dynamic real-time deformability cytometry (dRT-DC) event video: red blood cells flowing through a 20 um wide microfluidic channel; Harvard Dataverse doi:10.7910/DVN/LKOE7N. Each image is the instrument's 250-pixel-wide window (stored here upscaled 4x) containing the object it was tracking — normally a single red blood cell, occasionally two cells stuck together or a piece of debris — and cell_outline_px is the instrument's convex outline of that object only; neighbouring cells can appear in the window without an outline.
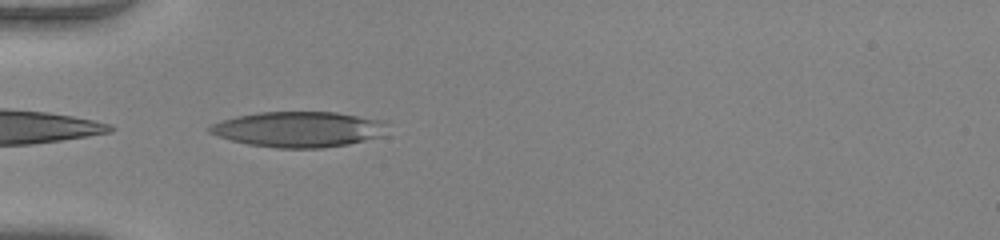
{"species": "human", "species_latin": "Homo sapiens", "temperature_condition": "warm", "stored_images_in_passage": 31, "camera_frame_rate_fps": 3000, "um_per_image_px": 0.085, "donor": {"sex": "female"}, "frame": {"image": 1, "passage_image": 2, "time_ms": 0.333, "image_size_px": [1000, 240], "cell_outline_px": [[388, 136], [348, 144], [320, 148], [276, 148], [248, 144], [232, 140], [208, 132], [208, 128], [212, 124], [236, 116], [256, 112], [336, 112], [384, 120]], "centroid_in_image_um": [25.46, 10.99], "position_along_channel_um": 59.5, "area_um2": 36.99}}
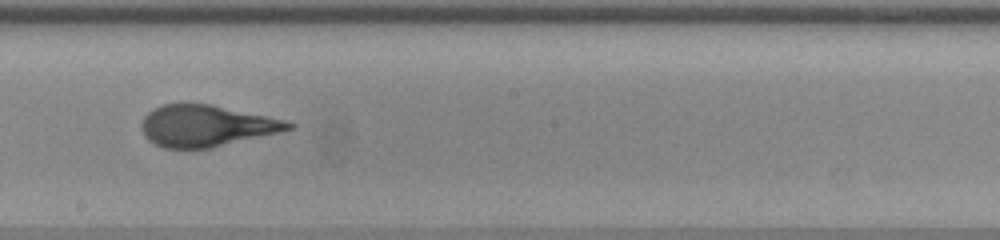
{"frame": {"image": 2, "passage_image": 15, "time_ms": 4.667, "image_size_px": [1000, 240], "cell_outline_px": [[296, 128], [280, 132], [212, 148], [164, 148], [148, 140], [144, 136], [140, 128], [140, 124], [144, 116], [152, 108], [160, 104], [212, 104], [288, 120], [296, 124]], "centroid_in_image_um": [17.55, 10.69], "position_along_channel_um": 230.6, "area_um2": 35.89}}
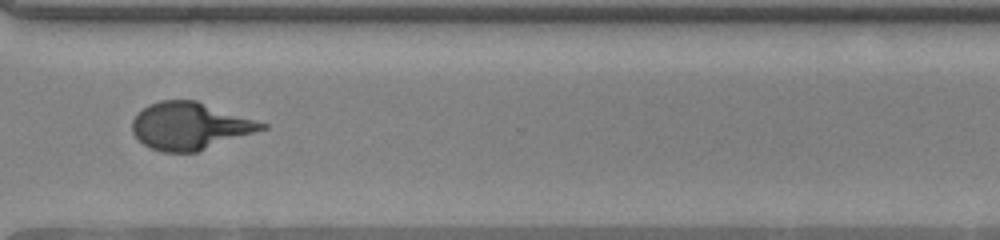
{"frame": {"image": 3, "passage_image": 24, "time_ms": 7.667, "image_size_px": [1000, 240], "cell_outline_px": [[268, 128], [196, 152], [160, 152], [144, 144], [132, 132], [132, 120], [148, 104], [160, 100], [196, 100], [268, 124]], "centroid_in_image_um": [16.15, 10.7], "position_along_channel_um": 354.5, "area_um2": 35.37}, "authors_computed_cell_mechanics": {"area_um2": 35.8938, "velocity_mm_per_s": 4.1263, "shape_relaxation_time_tau1_ms": 6.254, "shape_relaxation_time_tau2_ms": 0.7089, "deformation_change_tau1": 0.3194, "deformation_change_tau2": 0.0922}}